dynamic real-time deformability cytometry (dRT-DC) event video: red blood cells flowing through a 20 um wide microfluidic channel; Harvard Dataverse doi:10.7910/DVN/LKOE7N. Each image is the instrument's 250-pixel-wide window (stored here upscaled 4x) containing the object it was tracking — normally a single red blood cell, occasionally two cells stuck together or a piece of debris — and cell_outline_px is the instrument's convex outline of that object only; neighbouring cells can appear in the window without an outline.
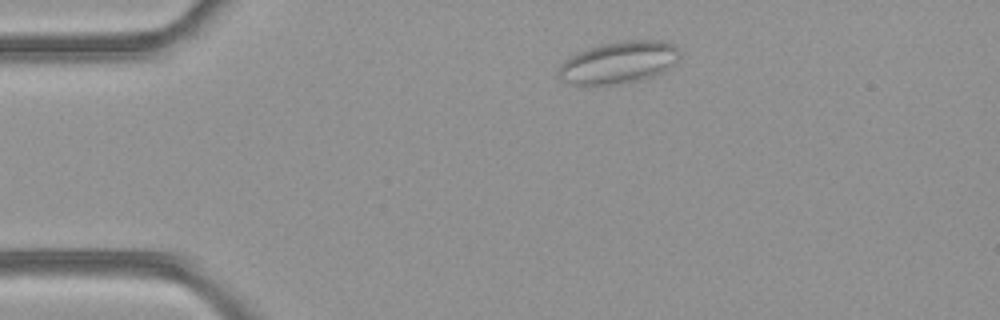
{"species": "common noctule bat (a hibernating species)", "species_latin": "Nyctalus noctula", "temperature_condition": "room temperature", "stored_images_in_passage": 41, "camera_frame_rate_fps": 3000, "um_per_image_px": 0.085, "animal": {"sex": "female", "body_mass_g": 21.9}, "frame": {"image": 1, "passage_image": 1, "time_ms": 0.0, "image_size_px": [1000, 320], "cell_outline_px": [[680, 56], [668, 68], [652, 76], [640, 80], [616, 84], [588, 88], [580, 88], [568, 84], [556, 76], [560, 64], [568, 56], [588, 48], [604, 44], [624, 40], [664, 40], [680, 48]], "centroid_in_image_um": [52.5, 5.35], "position_along_channel_um": 32.5, "area_um2": 30.52}}
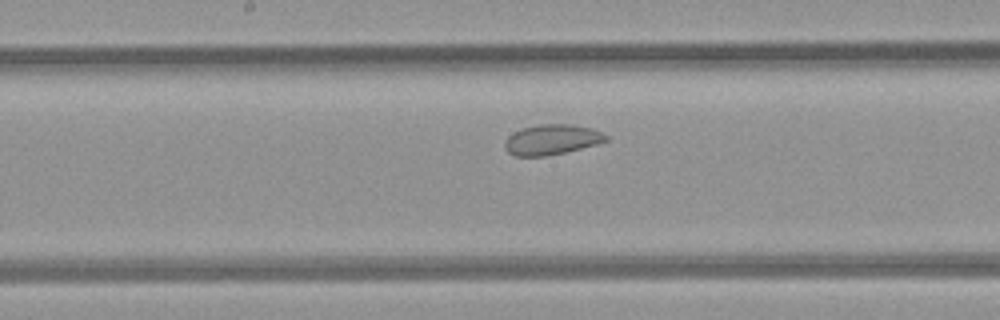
{"frame": {"image": 2, "passage_image": 17, "time_ms": 5.333, "image_size_px": [1000, 320], "cell_outline_px": [[608, 140], [596, 144], [564, 152], [544, 156], [512, 156], [504, 148], [504, 140], [512, 132], [524, 128], [540, 124], [572, 124], [592, 128], [604, 132], [608, 136]], "centroid_in_image_um": [46.88, 11.86], "position_along_channel_um": 201.3, "area_um2": 17.92}}
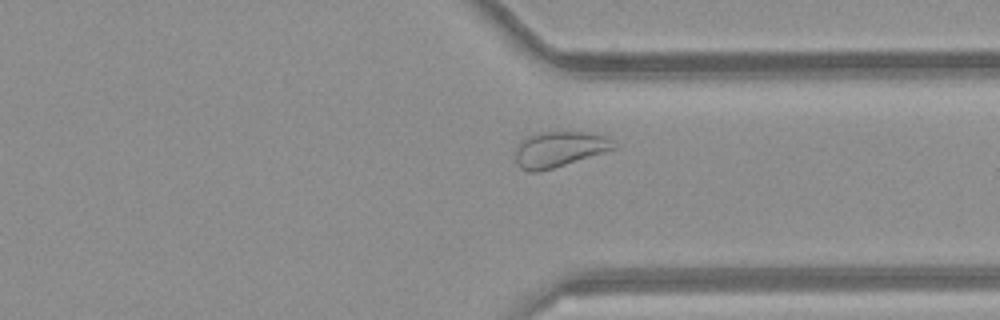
{"frame": {"image": 3, "passage_image": 29, "time_ms": 9.333, "image_size_px": [1000, 320], "cell_outline_px": [[616, 148], [552, 168], [536, 172], [528, 172], [520, 168], [516, 160], [516, 148], [520, 140], [528, 136], [544, 132], [588, 132], [608, 136], [612, 140]], "centroid_in_image_um": [47.51, 12.67], "position_along_channel_um": 363.9, "area_um2": 20.11}, "authors_computed_cell_mechanics": {"area_um2": 22.253, "velocity_mm_per_s": 4.0788, "shape_relaxation_time_tau1_ms": null, "shape_relaxation_time_tau2_ms": 1.5355, "deformation_change_tau1": null, "deformation_change_tau2": 0.0674}}